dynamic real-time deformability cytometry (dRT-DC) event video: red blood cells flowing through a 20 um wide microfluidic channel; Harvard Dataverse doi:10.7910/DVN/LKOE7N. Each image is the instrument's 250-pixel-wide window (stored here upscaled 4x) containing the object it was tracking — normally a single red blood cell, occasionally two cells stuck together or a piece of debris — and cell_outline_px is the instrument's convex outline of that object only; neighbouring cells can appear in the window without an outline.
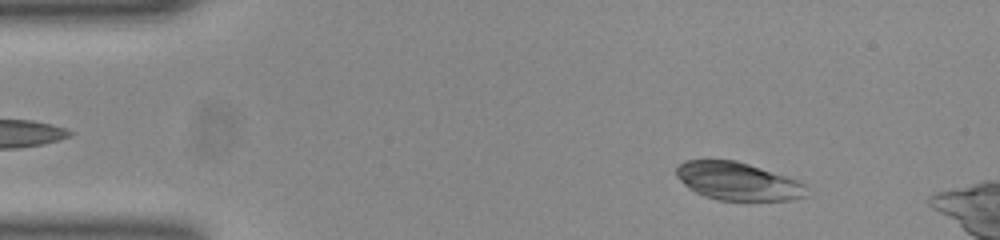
{"species": "common noctule bat (a hibernating species)", "species_latin": "Nyctalus noctula", "temperature_condition": "room temperature", "stored_images_in_passage": 12, "camera_frame_rate_fps": 3000, "um_per_image_px": 0.085, "animal": {"sex": "female", "body_mass_g": 23.0, "forearm_length_mm": 53.4}, "frame": {"image": 1, "passage_image": 6, "time_ms": 1.667, "image_size_px": [1000, 240], "cell_outline_px": [[808, 196], [792, 200], [716, 200], [704, 196], [688, 188], [676, 176], [676, 168], [684, 160], [736, 160], [796, 180], [804, 184]], "centroid_in_image_um": [62.68, 15.42], "position_along_channel_um": 22.3, "area_um2": 28.55}}